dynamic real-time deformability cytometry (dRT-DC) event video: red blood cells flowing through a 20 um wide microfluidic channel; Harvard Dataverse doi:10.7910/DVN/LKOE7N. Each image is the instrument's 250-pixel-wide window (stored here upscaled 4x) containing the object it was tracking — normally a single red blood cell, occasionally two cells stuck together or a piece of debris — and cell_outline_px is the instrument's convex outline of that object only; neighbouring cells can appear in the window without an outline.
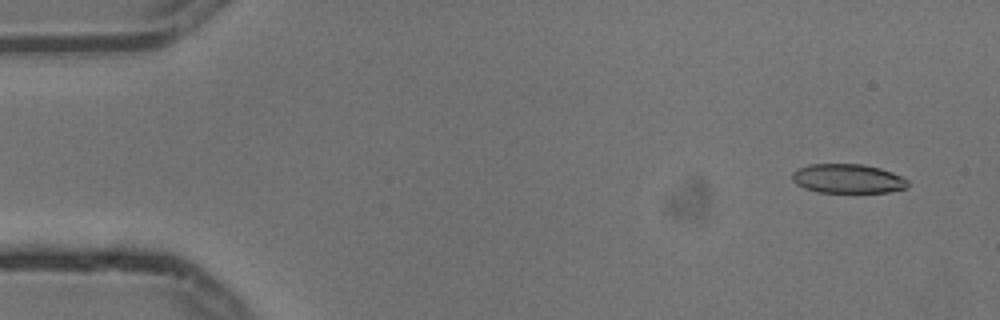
{"species": "common noctule bat (a hibernating species)", "species_latin": "Nyctalus noctula", "temperature_condition": "cold", "stored_images_in_passage": 4, "camera_frame_rate_fps": 3000, "um_per_image_px": 0.085, "animal": {"sex": "male", "body_mass_g": 13.3}, "frame": {"image": 1, "passage_image": 1, "time_ms": 0.0, "image_size_px": [1000, 320], "cell_outline_px": [[908, 184], [904, 188], [888, 192], [820, 192], [804, 188], [796, 184], [792, 180], [792, 172], [808, 164], [860, 164], [880, 168], [892, 172], [908, 180]], "centroid_in_image_um": [72.03, 15.18], "position_along_channel_um": 13.0, "area_um2": 19.54}}
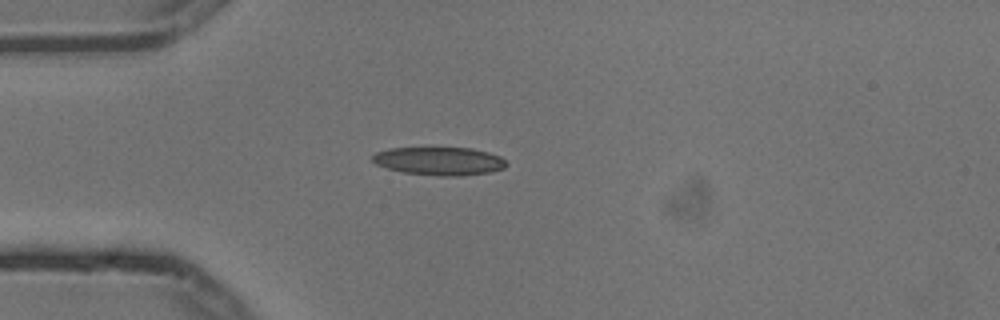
{"frame": {"image": 2, "passage_image": 4, "time_ms": 1.0, "image_size_px": [1000, 320], "cell_outline_px": [[508, 164], [504, 168], [488, 172], [460, 176], [440, 176], [404, 172], [388, 168], [376, 164], [372, 160], [372, 156], [376, 152], [388, 148], [472, 148], [488, 152], [500, 156]], "centroid_in_image_um": [37.34, 13.68], "position_along_channel_um": 47.7, "area_um2": 21.85}}